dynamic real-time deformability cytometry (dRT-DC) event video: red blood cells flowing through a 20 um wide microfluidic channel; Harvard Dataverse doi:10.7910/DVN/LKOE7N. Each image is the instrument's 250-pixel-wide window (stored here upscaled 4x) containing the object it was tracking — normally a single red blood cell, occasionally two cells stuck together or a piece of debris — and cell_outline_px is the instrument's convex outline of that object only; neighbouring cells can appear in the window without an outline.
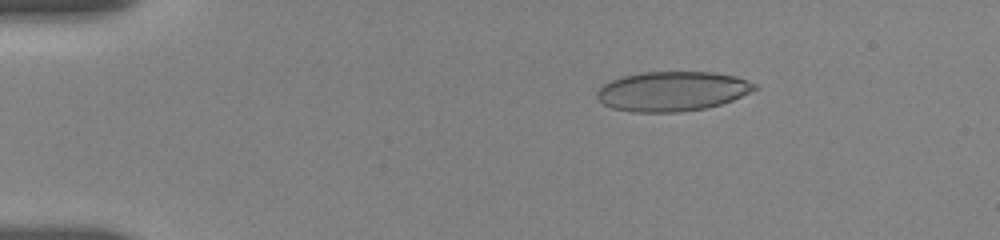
{"species": "human", "species_latin": "Homo sapiens", "temperature_condition": "room temperature", "stored_images_in_passage": 43, "camera_frame_rate_fps": 3000, "um_per_image_px": 0.085, "donor": {"sex": "female"}, "frame": {"image": 1, "passage_image": 1, "time_ms": 0.0, "image_size_px": [1000, 240], "cell_outline_px": [[760, 88], [732, 100], [720, 104], [704, 108], [680, 112], [632, 112], [612, 108], [604, 104], [596, 96], [596, 92], [604, 84], [612, 80], [624, 76], [644, 72], [712, 72], [736, 76], [756, 84]], "centroid_in_image_um": [57.16, 7.76], "position_along_channel_um": 27.8, "area_um2": 36.3}}
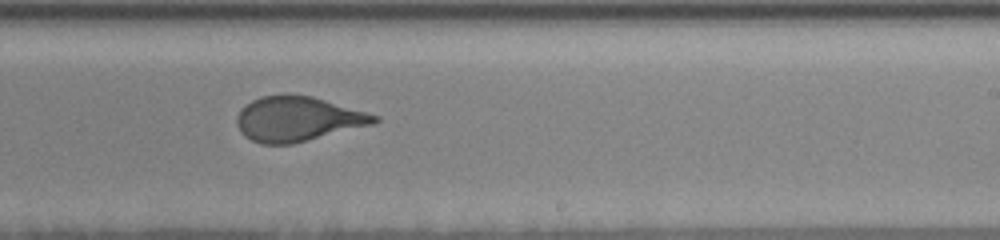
{"frame": {"image": 2, "passage_image": 22, "time_ms": 8.333, "image_size_px": [1000, 240], "cell_outline_px": [[380, 120], [376, 124], [292, 144], [260, 144], [244, 136], [240, 132], [236, 124], [236, 116], [240, 108], [252, 100], [260, 96], [312, 96], [380, 116]], "centroid_in_image_um": [25.31, 10.14], "position_along_channel_um": 263.7, "area_um2": 35.84}}
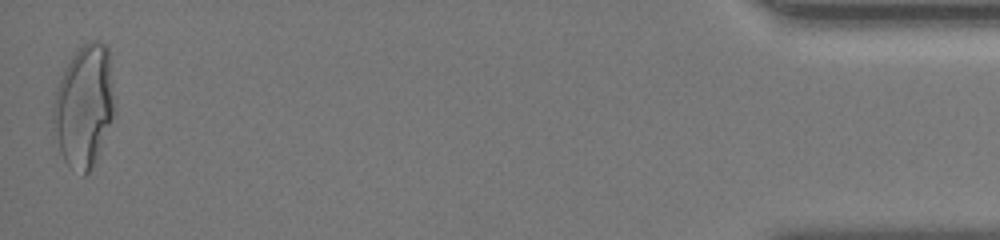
{"frame": {"image": 3, "passage_image": 43, "time_ms": 15.0, "image_size_px": [1000, 240], "cell_outline_px": [[116, 112], [96, 156], [88, 172], [84, 176], [68, 164], [64, 160], [60, 152], [52, 120], [52, 108], [56, 92], [64, 68], [68, 60], [80, 44], [92, 40], [100, 40], [108, 48], [116, 100]], "centroid_in_image_um": [7.17, 8.92], "position_along_channel_um": 428.0, "area_um2": 43.93}, "authors_computed_cell_mechanics": {"area_um2": 36.414, "velocity_mm_per_s": 3.6807, "shape_relaxation_time_tau1_ms": 6.7419, "shape_relaxation_time_tau2_ms": null, "deformation_change_tau1": 0.2208, "deformation_change_tau2": null}}